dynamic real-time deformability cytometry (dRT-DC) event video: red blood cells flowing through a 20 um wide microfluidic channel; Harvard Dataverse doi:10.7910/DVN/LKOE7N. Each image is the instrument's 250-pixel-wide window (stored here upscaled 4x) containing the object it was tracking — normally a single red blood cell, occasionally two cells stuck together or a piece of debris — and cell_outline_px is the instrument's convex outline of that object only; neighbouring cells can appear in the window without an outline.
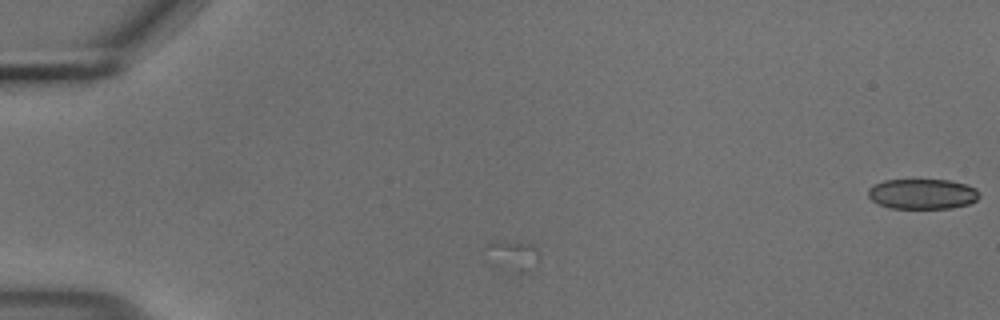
{"species": "common noctule bat (a hibernating species)", "species_latin": "Nyctalus noctula", "temperature_condition": "cold", "stored_images_in_passage": 6, "camera_frame_rate_fps": 3000, "um_per_image_px": 0.085, "animal": {"sex": "male", "body_mass_g": 18.8}, "frame": {"image": 1, "passage_image": 6, "time_ms": 1.667, "image_size_px": [1000, 320], "cell_outline_px": [[980, 196], [976, 200], [968, 204], [952, 208], [888, 208], [872, 200], [868, 196], [868, 188], [884, 180], [948, 180], [968, 184], [976, 188]], "centroid_in_image_um": [78.42, 16.48], "position_along_channel_um": 6.6, "area_um2": 19.59}}